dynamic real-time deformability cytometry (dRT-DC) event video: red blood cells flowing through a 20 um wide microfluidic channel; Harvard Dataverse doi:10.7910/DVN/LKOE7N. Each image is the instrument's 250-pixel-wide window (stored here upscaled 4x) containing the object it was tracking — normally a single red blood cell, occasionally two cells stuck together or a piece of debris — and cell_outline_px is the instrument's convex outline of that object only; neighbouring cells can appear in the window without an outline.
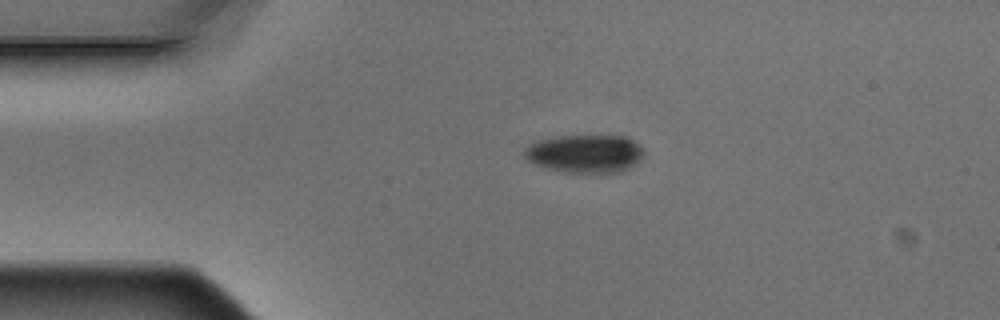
{"species": "Egyptian fruit bat (a non-hibernating species)", "species_latin": "Rousettus aegyptiacus", "temperature_condition": "warm", "stored_images_in_passage": 2, "camera_frame_rate_fps": 3000, "um_per_image_px": 0.085, "animal": {"sex": "male"}, "frame": {"image": 1, "passage_image": 1, "time_ms": 0.0, "image_size_px": [1000, 320], "cell_outline_px": [[644, 152], [636, 164], [632, 168], [624, 172], [564, 172], [544, 168], [528, 160], [524, 156], [524, 148], [528, 144], [536, 140], [556, 136], [628, 136], [644, 148]], "centroid_in_image_um": [49.73, 13.05], "position_along_channel_um": 35.3, "area_um2": 26.88}}